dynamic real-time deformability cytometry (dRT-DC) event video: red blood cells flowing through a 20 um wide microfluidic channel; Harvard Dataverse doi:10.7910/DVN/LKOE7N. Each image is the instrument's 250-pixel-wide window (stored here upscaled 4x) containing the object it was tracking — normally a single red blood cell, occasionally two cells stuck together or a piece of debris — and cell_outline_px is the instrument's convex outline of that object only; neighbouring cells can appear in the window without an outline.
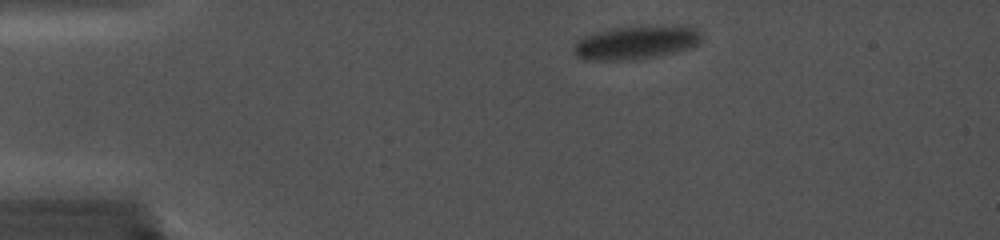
{"species": "common noctule bat (a hibernating species)", "species_latin": "Nyctalus noctula", "temperature_condition": "cold", "stored_images_in_passage": 30, "camera_frame_rate_fps": 5000, "um_per_image_px": 0.085, "animal": {"sex": "female", "body_mass_g": 19.0, "forearm_length_mm": 56.7}, "frame": {"image": 1, "passage_image": 3, "time_ms": 1.0, "image_size_px": [1000, 240], "cell_outline_px": [[704, 40], [688, 48], [676, 52], [660, 56], [628, 60], [584, 60], [576, 56], [572, 52], [572, 48], [576, 40], [584, 36], [596, 32], [612, 28], [696, 28], [700, 32]], "centroid_in_image_um": [53.96, 3.67], "position_along_channel_um": 31.0, "area_um2": 24.28}}
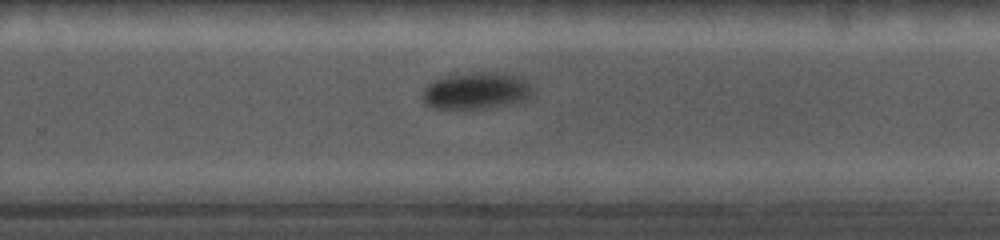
{"frame": {"image": 2, "passage_image": 20, "time_ms": 9.8, "image_size_px": [1000, 240], "cell_outline_px": [[532, 100], [488, 108], [432, 108], [424, 104], [424, 88], [428, 84], [436, 80], [448, 76], [476, 72], [496, 72], [516, 76], [524, 80], [528, 84], [532, 92]], "centroid_in_image_um": [40.52, 7.73], "position_along_channel_um": 289.3, "area_um2": 23.41}}
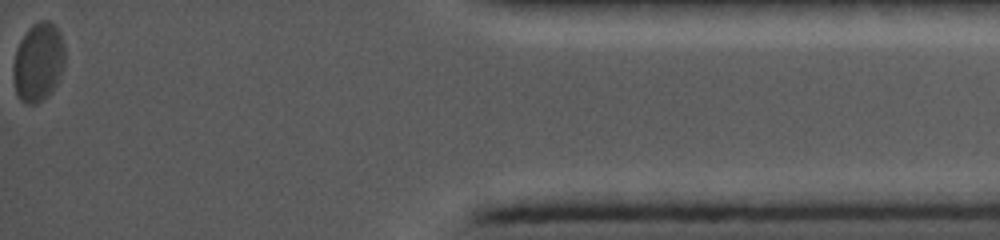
{"frame": {"image": 3, "passage_image": 30, "time_ms": 15.0, "image_size_px": [1000, 240], "cell_outline_px": [[64, 68], [52, 92], [44, 100], [36, 104], [28, 104], [20, 100], [16, 92], [12, 80], [12, 64], [16, 48], [20, 40], [28, 28], [32, 24], [40, 20], [48, 20], [56, 24], [60, 32], [64, 44]], "centroid_in_image_um": [3.24, 5.28], "position_along_channel_um": 432.0, "area_um2": 24.33}}